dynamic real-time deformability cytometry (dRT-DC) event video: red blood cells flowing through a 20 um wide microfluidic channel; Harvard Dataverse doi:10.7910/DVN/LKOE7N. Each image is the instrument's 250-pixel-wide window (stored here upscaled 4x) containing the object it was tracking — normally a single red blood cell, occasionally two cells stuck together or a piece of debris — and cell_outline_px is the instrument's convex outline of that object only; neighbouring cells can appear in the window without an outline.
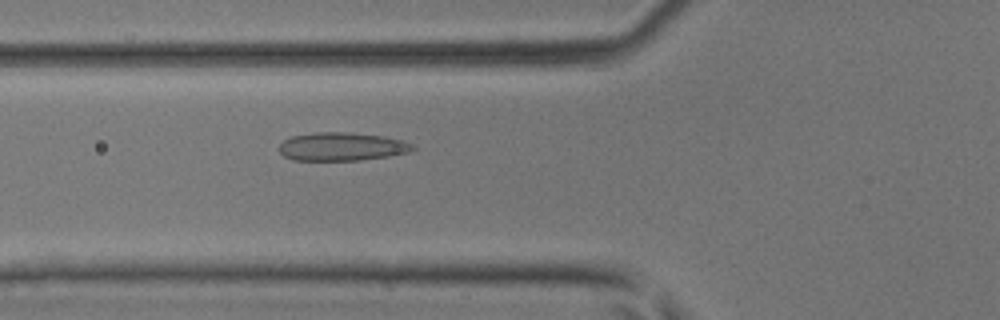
{"species": "common noctule bat (a hibernating species)", "species_latin": "Nyctalus noctula", "temperature_condition": "room temperature", "stored_images_in_passage": 43, "camera_frame_rate_fps": 3000, "um_per_image_px": 0.085, "animal": {"sex": "male", "body_mass_g": 17.9, "forearm_length_mm": 54.2}, "frame": {"image": 1, "passage_image": 14, "time_ms": 4.333, "image_size_px": [1000, 320], "cell_outline_px": [[416, 148], [408, 152], [388, 156], [360, 160], [292, 160], [284, 156], [280, 152], [280, 144], [284, 140], [292, 136], [316, 132], [348, 132], [384, 136], [400, 140], [412, 144]], "centroid_in_image_um": [29.04, 12.46], "position_along_channel_um": 96.8, "area_um2": 21.91}}
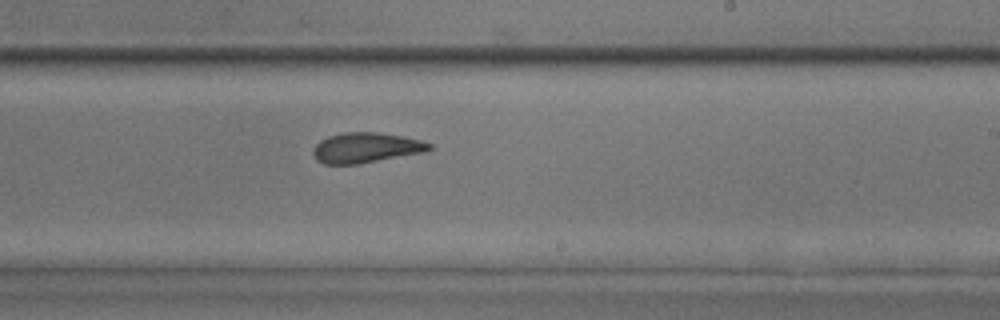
{"frame": {"image": 2, "passage_image": 25, "time_ms": 8.0, "image_size_px": [1000, 320], "cell_outline_px": [[432, 148], [424, 152], [356, 164], [324, 164], [316, 160], [312, 152], [312, 148], [320, 140], [328, 136], [340, 132], [376, 132], [400, 136], [420, 140], [432, 144]], "centroid_in_image_um": [31.05, 12.55], "position_along_channel_um": 258.0, "area_um2": 20.35}}
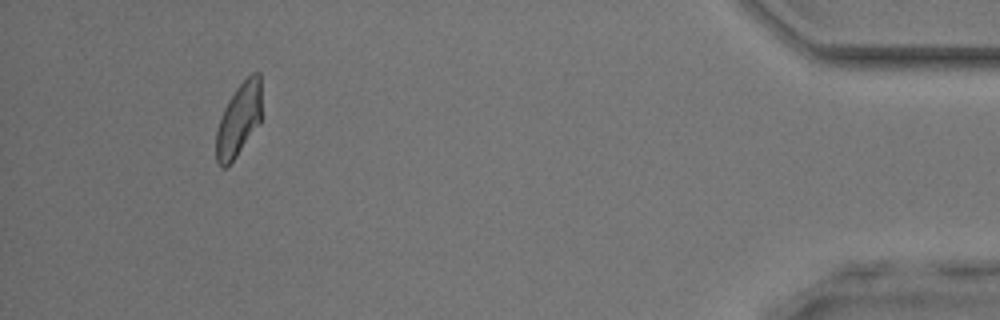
{"frame": {"image": 3, "passage_image": 40, "time_ms": 13.0, "image_size_px": [1000, 320], "cell_outline_px": [[260, 120], [236, 156], [224, 168], [216, 160], [216, 132], [224, 108], [228, 100], [236, 88], [252, 72], [260, 72]], "centroid_in_image_um": [20.28, 10.13], "position_along_channel_um": 414.9, "area_um2": 18.67}}